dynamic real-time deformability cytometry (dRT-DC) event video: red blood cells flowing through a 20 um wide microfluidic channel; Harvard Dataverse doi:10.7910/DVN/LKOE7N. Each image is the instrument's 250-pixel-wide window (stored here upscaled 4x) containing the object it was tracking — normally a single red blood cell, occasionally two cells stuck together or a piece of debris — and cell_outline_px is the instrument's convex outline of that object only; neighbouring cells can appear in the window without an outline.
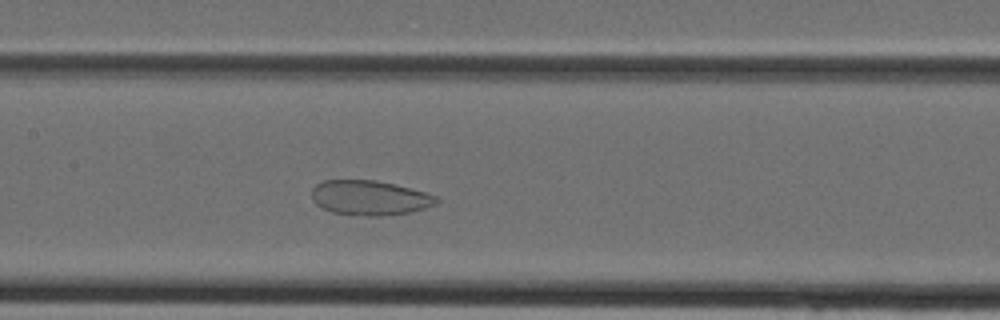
{"species": "Egyptian fruit bat (a non-hibernating species)", "species_latin": "Rousettus aegyptiacus", "temperature_condition": "cold", "stored_images_in_passage": 31, "camera_frame_rate_fps": 3000, "um_per_image_px": 0.085, "animal": {"sex": "female"}, "frame": {"image": 1, "passage_image": 11, "time_ms": 3.333, "image_size_px": [1000, 320], "cell_outline_px": [[440, 200], [436, 204], [424, 208], [408, 212], [380, 216], [368, 216], [332, 212], [316, 204], [312, 200], [312, 188], [316, 184], [324, 180], [376, 180], [424, 192], [436, 196]], "centroid_in_image_um": [31.39, 16.81], "position_along_channel_um": 176.0, "area_um2": 24.97}}
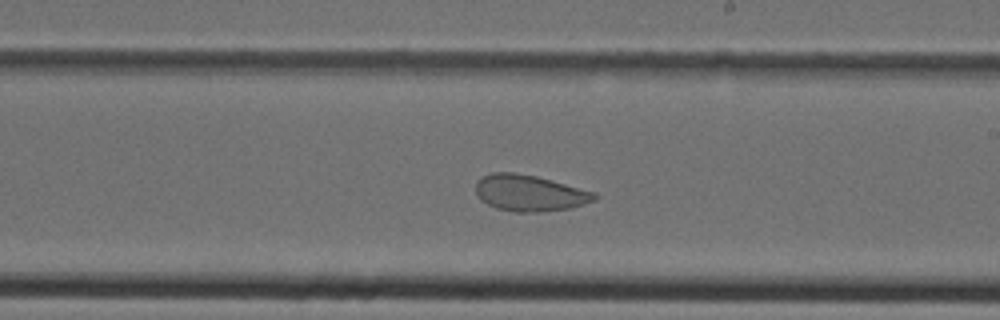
{"frame": {"image": 2, "passage_image": 15, "time_ms": 4.667, "image_size_px": [1000, 320], "cell_outline_px": [[596, 200], [572, 208], [540, 212], [516, 212], [496, 208], [480, 200], [476, 196], [476, 180], [492, 172], [512, 172], [536, 176], [596, 192]], "centroid_in_image_um": [45.0, 16.41], "position_along_channel_um": 244.0, "area_um2": 25.2}}
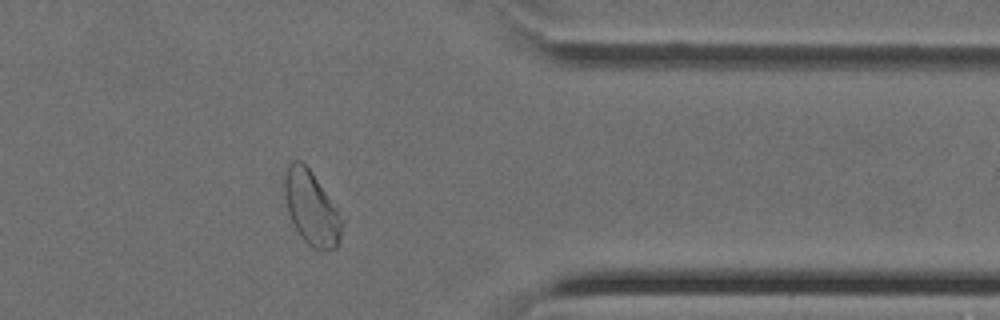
{"frame": {"image": 3, "passage_image": 24, "time_ms": 7.667, "image_size_px": [1000, 320], "cell_outline_px": [[344, 224], [340, 240], [336, 248], [320, 252], [316, 252], [300, 236], [288, 212], [284, 196], [284, 176], [288, 164], [292, 160], [300, 160], [312, 172]], "centroid_in_image_um": [26.44, 17.73], "position_along_channel_um": 385.0, "area_um2": 24.45}}